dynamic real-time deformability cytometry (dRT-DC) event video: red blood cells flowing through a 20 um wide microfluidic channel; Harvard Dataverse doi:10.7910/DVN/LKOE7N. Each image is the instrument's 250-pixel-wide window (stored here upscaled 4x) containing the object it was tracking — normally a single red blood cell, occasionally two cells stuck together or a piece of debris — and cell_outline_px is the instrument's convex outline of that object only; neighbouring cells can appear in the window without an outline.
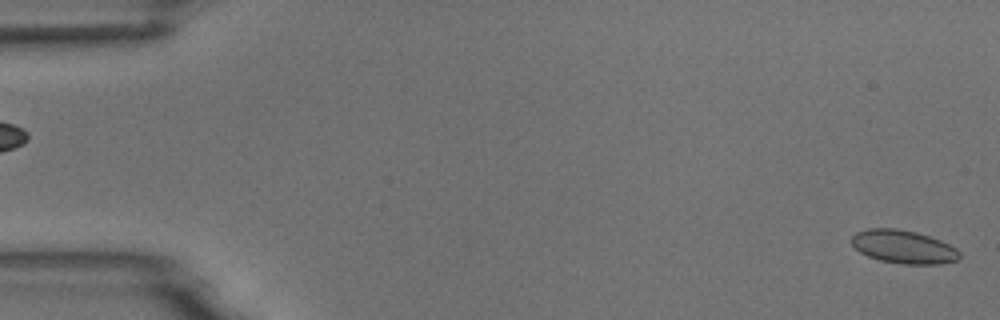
{"species": "common noctule bat (a hibernating species)", "species_latin": "Nyctalus noctula", "temperature_condition": "room temperature", "stored_images_in_passage": 6, "segment_of_instrument_passage": [2, 2], "camera_frame_rate_fps": 3000, "um_per_image_px": 0.085, "animal": {"sex": "male", "body_mass_g": 18.8}, "frame": {"image": 1, "passage_image": 6, "time_ms": 5.667, "image_size_px": [1000, 320], "cell_outline_px": [[960, 260], [940, 264], [900, 264], [880, 260], [868, 256], [860, 252], [852, 244], [852, 236], [856, 232], [868, 228], [896, 228], [916, 232], [940, 240], [956, 248], [960, 252]], "centroid_in_image_um": [76.81, 20.98], "position_along_channel_um": 8.2, "area_um2": 20.98}}